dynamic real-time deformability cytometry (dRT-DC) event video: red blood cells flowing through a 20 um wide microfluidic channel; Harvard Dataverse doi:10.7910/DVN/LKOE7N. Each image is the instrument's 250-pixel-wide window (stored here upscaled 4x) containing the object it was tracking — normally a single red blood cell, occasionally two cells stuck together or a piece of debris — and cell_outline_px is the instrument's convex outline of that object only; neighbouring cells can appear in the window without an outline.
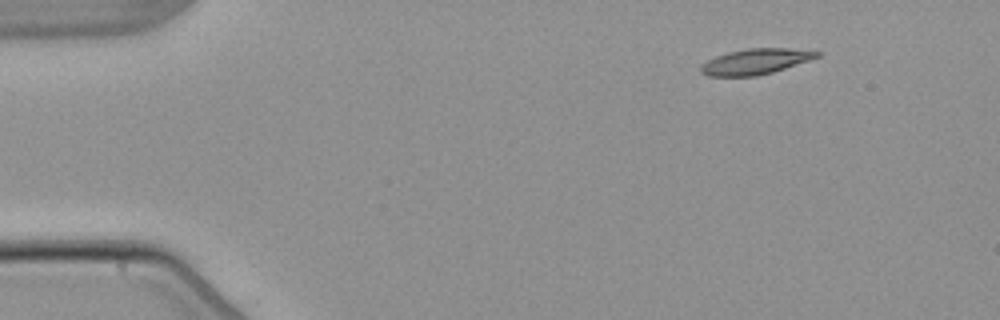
{"species": "common noctule bat (a hibernating species)", "species_latin": "Nyctalus noctula", "temperature_condition": "warm", "stored_images_in_passage": 3, "camera_frame_rate_fps": 3000, "um_per_image_px": 0.085, "animal": {"sex": "male", "body_mass_g": 21.5, "forearm_length_mm": 52.0}, "frame": {"image": 1, "passage_image": 1, "time_ms": 0.0, "image_size_px": [1000, 320], "cell_outline_px": [[820, 56], [772, 72], [756, 76], [708, 76], [700, 72], [700, 68], [708, 60], [716, 56], [728, 52], [748, 48], [792, 48], [820, 52]], "centroid_in_image_um": [64.2, 5.23], "position_along_channel_um": 20.8, "area_um2": 17.05}}
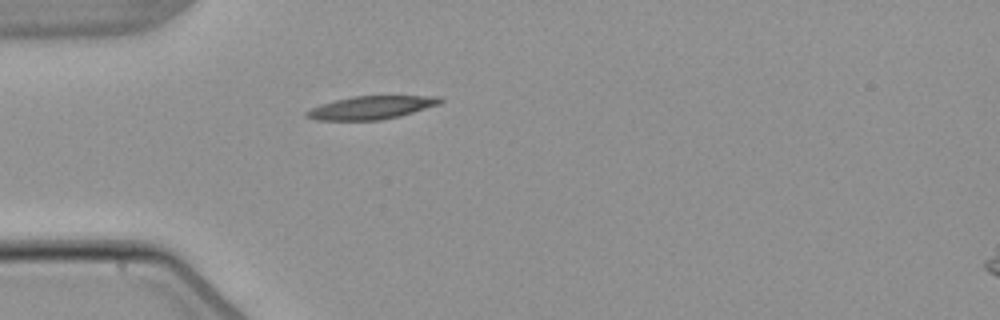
{"frame": {"image": 2, "passage_image": 3, "time_ms": 3.0, "image_size_px": [1000, 320], "cell_outline_px": [[444, 100], [440, 104], [400, 116], [380, 120], [316, 120], [304, 116], [304, 112], [320, 104], [352, 96], [440, 96]], "centroid_in_image_um": [31.55, 9.14], "position_along_channel_um": 53.4, "area_um2": 18.03}}